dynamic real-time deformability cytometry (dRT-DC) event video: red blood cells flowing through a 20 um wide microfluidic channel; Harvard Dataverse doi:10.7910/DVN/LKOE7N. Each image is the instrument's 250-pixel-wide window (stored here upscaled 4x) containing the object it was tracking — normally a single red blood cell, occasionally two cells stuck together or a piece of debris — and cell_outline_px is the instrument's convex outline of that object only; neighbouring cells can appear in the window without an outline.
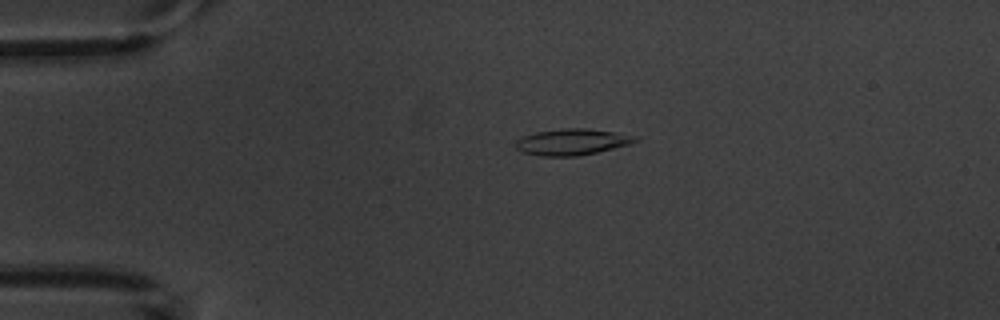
{"species": "common noctule bat (a hibernating species)", "species_latin": "Nyctalus noctula", "temperature_condition": "warm", "stored_images_in_passage": 3, "camera_frame_rate_fps": 3000, "um_per_image_px": 0.085, "animal": {"sex": "male", "body_mass_g": 20.1, "forearm_length_mm": 53.5}, "frame": {"image": 1, "passage_image": 1, "time_ms": 0.0, "image_size_px": [1000, 320], "cell_outline_px": [[636, 140], [632, 144], [596, 152], [576, 156], [540, 156], [524, 152], [516, 148], [516, 140], [524, 136], [536, 132], [564, 128], [588, 128], [636, 136]], "centroid_in_image_um": [48.61, 12.06], "position_along_channel_um": 36.4, "area_um2": 18.03}}
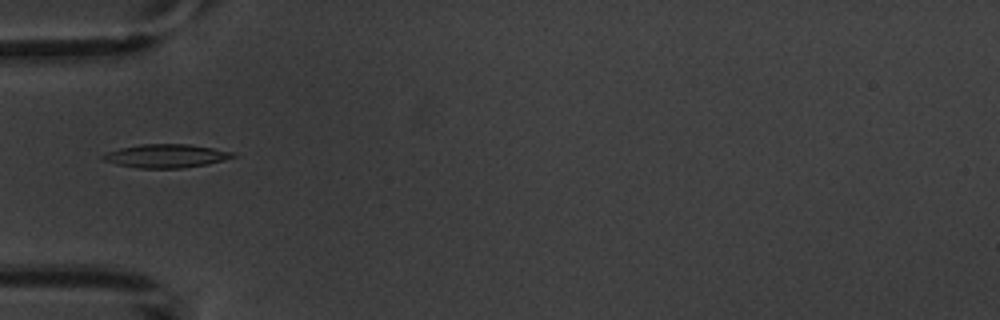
{"frame": {"image": 2, "passage_image": 3, "time_ms": 2.0, "image_size_px": [1000, 320], "cell_outline_px": [[236, 156], [224, 160], [208, 164], [180, 168], [140, 168], [116, 164], [104, 160], [100, 156], [108, 152], [120, 148], [140, 144], [188, 144], [212, 148], [232, 152]], "centroid_in_image_um": [14.1, 13.25], "position_along_channel_um": 70.9, "area_um2": 17.57}}